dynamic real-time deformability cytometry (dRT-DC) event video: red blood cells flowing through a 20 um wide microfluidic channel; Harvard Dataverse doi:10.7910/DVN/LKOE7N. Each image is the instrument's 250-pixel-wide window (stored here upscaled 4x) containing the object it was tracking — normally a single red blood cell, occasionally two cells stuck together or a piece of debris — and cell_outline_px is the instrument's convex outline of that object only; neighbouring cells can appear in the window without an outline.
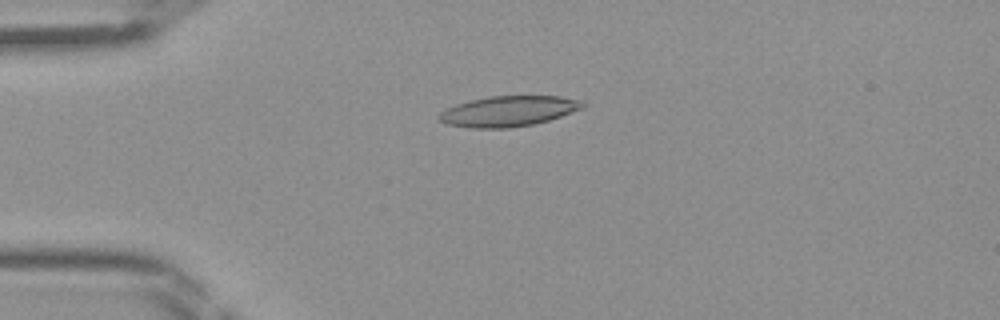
{"species": "Egyptian fruit bat (a non-hibernating species)", "species_latin": "Rousettus aegyptiacus", "temperature_condition": "room temperature", "stored_images_in_passage": 45, "camera_frame_rate_fps": 3000, "um_per_image_px": 0.085, "frame": {"image": 1, "passage_image": 11, "time_ms": 3.333, "image_size_px": [1000, 320], "cell_outline_px": [[584, 108], [536, 124], [508, 128], [468, 128], [444, 124], [436, 116], [440, 112], [456, 104], [488, 96], [560, 96], [580, 100], [584, 104]], "centroid_in_image_um": [43.18, 9.46], "position_along_channel_um": 41.8, "area_um2": 25.55}}
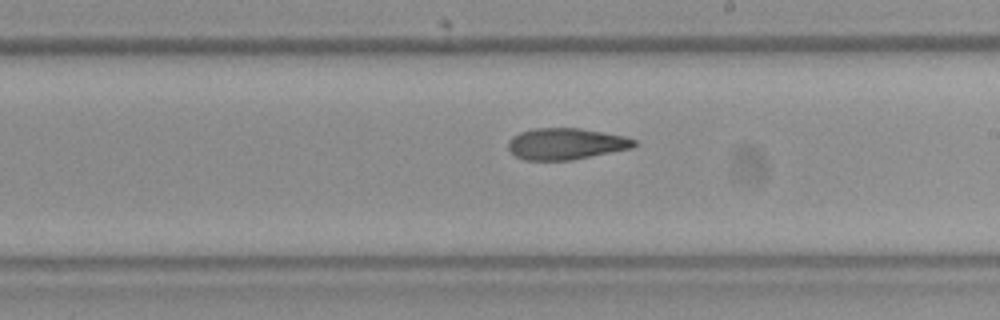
{"frame": {"image": 2, "passage_image": 26, "time_ms": 8.333, "image_size_px": [1000, 320], "cell_outline_px": [[640, 144], [632, 148], [572, 160], [524, 160], [516, 156], [508, 148], [508, 140], [512, 136], [520, 132], [532, 128], [580, 128], [604, 132], [624, 136], [636, 140]], "centroid_in_image_um": [48.12, 12.22], "position_along_channel_um": 240.9, "area_um2": 23.24}}
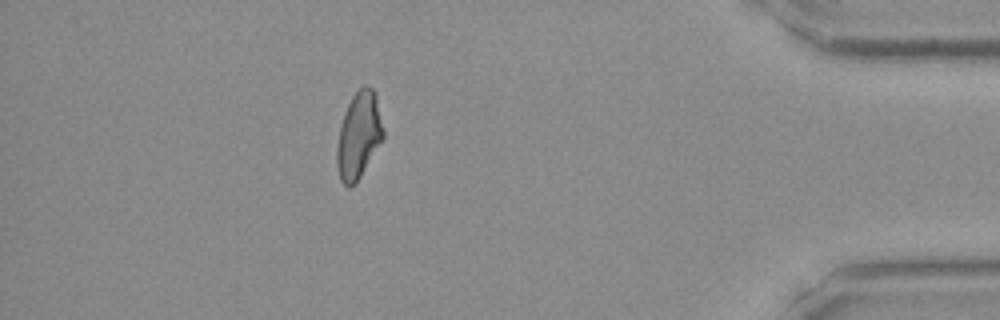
{"frame": {"image": 3, "passage_image": 40, "time_ms": 13.0, "image_size_px": [1000, 320], "cell_outline_px": [[384, 140], [356, 184], [348, 188], [340, 180], [336, 168], [336, 148], [340, 124], [344, 112], [352, 96], [364, 84], [368, 84], [376, 92], [384, 128]], "centroid_in_image_um": [30.51, 11.52], "position_along_channel_um": 404.7, "area_um2": 24.16}}